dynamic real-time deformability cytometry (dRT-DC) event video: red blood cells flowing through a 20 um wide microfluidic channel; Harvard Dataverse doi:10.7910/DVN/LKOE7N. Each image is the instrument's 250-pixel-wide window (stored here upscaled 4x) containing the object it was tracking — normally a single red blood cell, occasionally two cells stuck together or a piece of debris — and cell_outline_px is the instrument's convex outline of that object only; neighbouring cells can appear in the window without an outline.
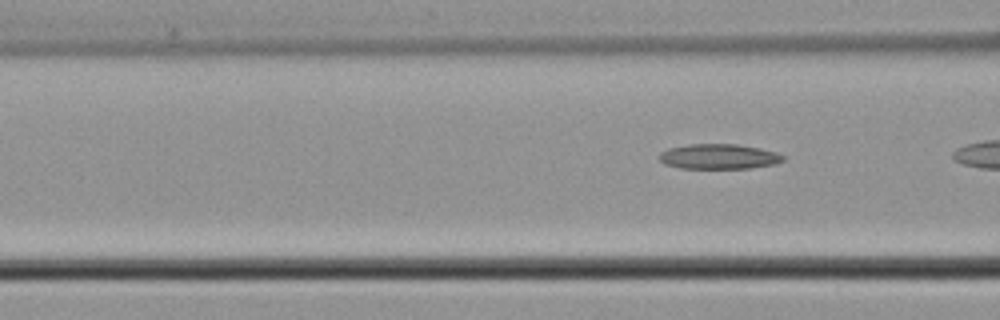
{"species": "common noctule bat (a hibernating species)", "species_latin": "Nyctalus noctula", "temperature_condition": "cold", "stored_images_in_passage": 8, "camera_frame_rate_fps": 3000, "um_per_image_px": 0.085, "animal": {"sex": "male", "body_mass_g": 21.5, "forearm_length_mm": 52.0}, "frame": {"image": 1, "passage_image": 8, "time_ms": 2.333, "image_size_px": [1000, 320], "cell_outline_px": [[784, 160], [776, 164], [752, 168], [680, 168], [664, 164], [660, 160], [660, 152], [668, 148], [688, 144], [740, 144], [760, 148], [776, 152], [784, 156]], "centroid_in_image_um": [61.11, 13.3], "position_along_channel_um": 105.5, "area_um2": 18.21}}